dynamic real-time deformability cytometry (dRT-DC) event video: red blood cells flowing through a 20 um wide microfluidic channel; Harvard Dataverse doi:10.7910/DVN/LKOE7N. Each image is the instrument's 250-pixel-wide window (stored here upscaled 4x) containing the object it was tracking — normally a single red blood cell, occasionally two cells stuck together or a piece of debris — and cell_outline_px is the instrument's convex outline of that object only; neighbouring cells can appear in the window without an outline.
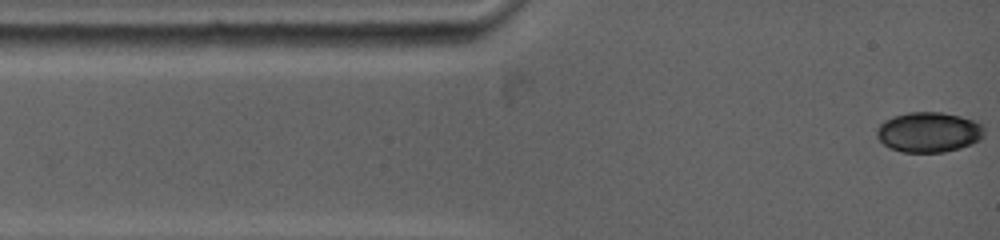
{"species": "common noctule bat (a hibernating species)", "species_latin": "Nyctalus noctula", "temperature_condition": "warm", "stored_images_in_passage": 52, "camera_frame_rate_fps": 5000, "um_per_image_px": 0.085, "animal": {"sex": "female", "body_mass_g": 19.0, "forearm_length_mm": 53.3}, "frame": {"image": 1, "passage_image": 1, "time_ms": 0.0, "image_size_px": [1000, 240], "cell_outline_px": [[984, 136], [980, 140], [972, 144], [960, 148], [944, 152], [904, 152], [888, 148], [876, 136], [876, 128], [884, 120], [892, 116], [908, 112], [940, 112], [960, 116], [972, 120], [980, 124], [984, 128]], "centroid_in_image_um": [78.92, 11.23], "position_along_channel_um": 6.1, "area_um2": 25.32}}
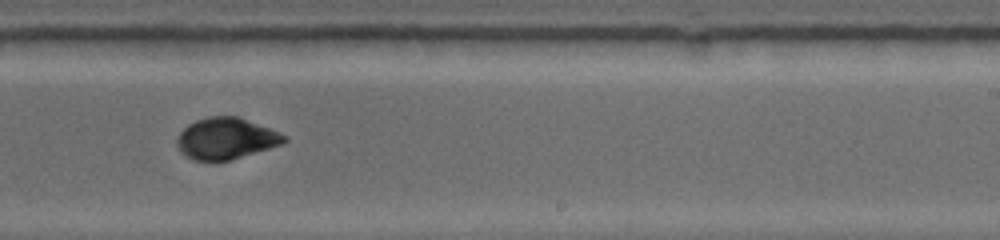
{"frame": {"image": 2, "passage_image": 30, "time_ms": 8.0, "image_size_px": [1000, 240], "cell_outline_px": [[288, 140], [284, 144], [228, 160], [192, 160], [180, 152], [176, 144], [176, 140], [180, 132], [188, 124], [196, 120], [208, 116], [240, 116], [280, 132], [288, 136]], "centroid_in_image_um": [19.23, 11.75], "position_along_channel_um": 269.8, "area_um2": 26.01}}
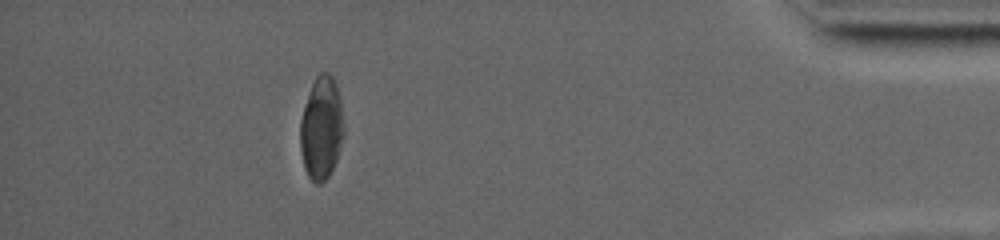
{"frame": {"image": 3, "passage_image": 52, "time_ms": 13.2, "image_size_px": [1000, 240], "cell_outline_px": [[344, 136], [336, 160], [328, 176], [320, 184], [316, 184], [308, 176], [304, 168], [300, 148], [300, 120], [304, 104], [312, 84], [316, 76], [320, 72], [328, 72], [332, 76], [336, 84], [340, 100], [344, 124]], "centroid_in_image_um": [27.31, 10.88], "position_along_channel_um": 407.9, "area_um2": 26.3}, "authors_computed_cell_mechanics": {"area_um2": 25.9233, "velocity_mm_per_s": 3.8817, "shape_relaxation_time_tau1_ms": 2.4864, "shape_relaxation_time_tau2_ms": 3.4799, "deformation_change_tau1": 0.1118, "deformation_change_tau2": 0.057}}